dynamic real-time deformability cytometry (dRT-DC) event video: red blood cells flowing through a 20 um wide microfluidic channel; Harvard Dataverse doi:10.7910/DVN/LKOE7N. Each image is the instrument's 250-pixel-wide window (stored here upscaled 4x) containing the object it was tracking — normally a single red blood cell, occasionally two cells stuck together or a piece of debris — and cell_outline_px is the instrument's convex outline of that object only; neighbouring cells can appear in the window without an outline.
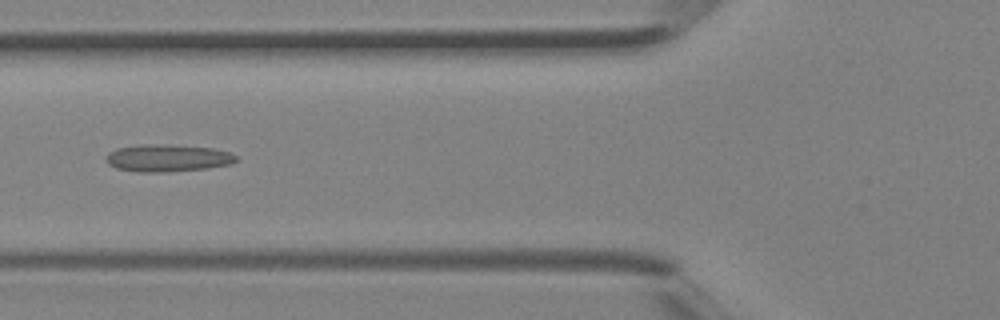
{"species": "Egyptian fruit bat (a non-hibernating species)", "species_latin": "Rousettus aegyptiacus", "temperature_condition": "room temperature", "stored_images_in_passage": 36, "camera_frame_rate_fps": 3000, "um_per_image_px": 0.085, "animal": {"sex": "female"}, "frame": {"image": 1, "passage_image": 11, "time_ms": 3.333, "image_size_px": [1000, 320], "cell_outline_px": [[236, 160], [232, 164], [208, 168], [164, 172], [136, 172], [116, 168], [108, 164], [104, 160], [104, 156], [108, 152], [116, 148], [144, 144], [212, 148], [228, 152], [236, 156]], "centroid_in_image_um": [14.17, 13.45], "position_along_channel_um": 111.6, "area_um2": 20.52}}
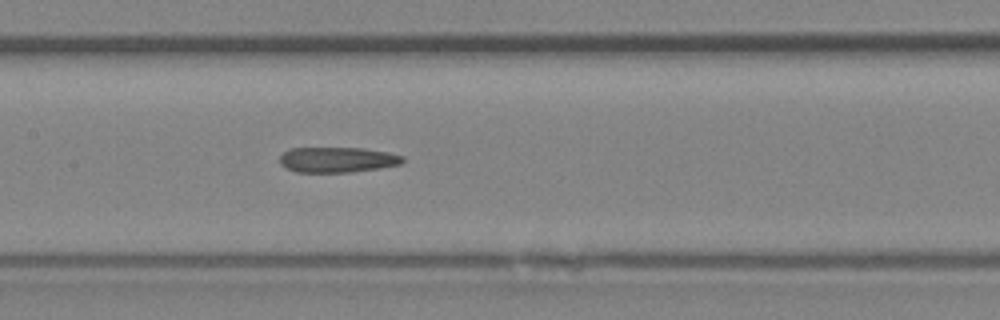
{"frame": {"image": 2, "passage_image": 15, "time_ms": 4.667, "image_size_px": [1000, 320], "cell_outline_px": [[404, 160], [400, 164], [380, 168], [352, 172], [296, 172], [280, 164], [280, 156], [288, 148], [364, 148], [388, 152], [404, 156]], "centroid_in_image_um": [28.68, 13.57], "position_along_channel_um": 178.7, "area_um2": 18.21}}
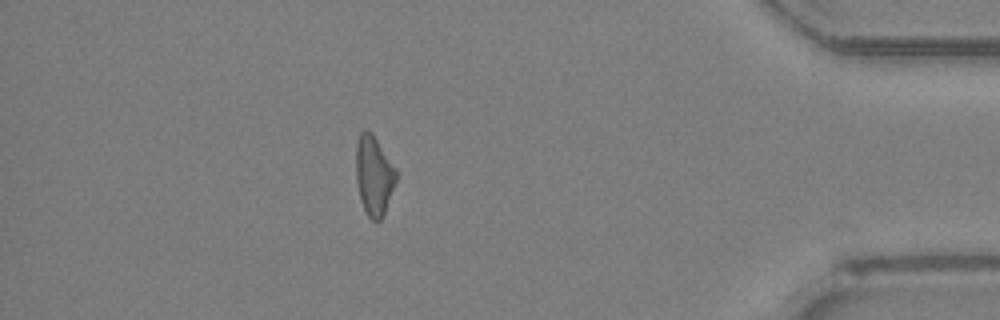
{"frame": {"image": 3, "passage_image": 31, "time_ms": 10.0, "image_size_px": [1000, 320], "cell_outline_px": [[396, 180], [384, 212], [380, 220], [376, 224], [368, 216], [360, 200], [356, 180], [356, 144], [360, 132], [364, 128], [372, 132], [396, 168]], "centroid_in_image_um": [31.76, 14.89], "position_along_channel_um": 403.4, "area_um2": 18.61}}